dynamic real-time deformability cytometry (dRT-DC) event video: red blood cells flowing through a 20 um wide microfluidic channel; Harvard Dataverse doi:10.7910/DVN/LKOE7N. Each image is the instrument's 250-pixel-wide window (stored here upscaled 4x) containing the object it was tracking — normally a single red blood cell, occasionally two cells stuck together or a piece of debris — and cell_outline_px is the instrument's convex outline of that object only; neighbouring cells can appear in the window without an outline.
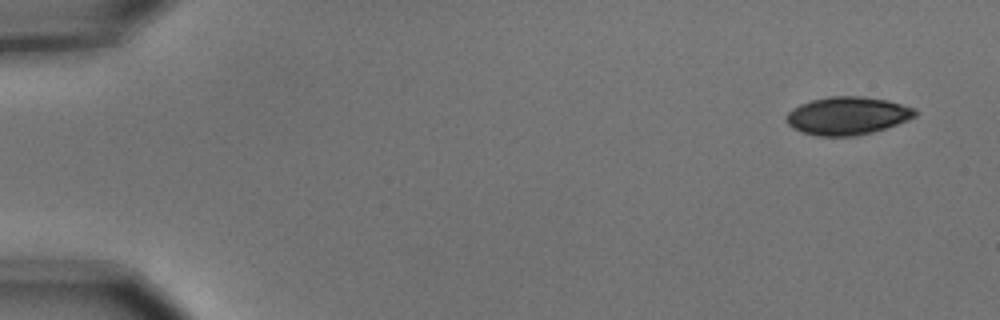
{"species": "common noctule bat (a hibernating species)", "species_latin": "Nyctalus noctula", "temperature_condition": "cold", "stored_images_in_passage": 4, "camera_frame_rate_fps": 3000, "um_per_image_px": 0.085, "animal": {"sex": "male", "body_mass_g": 15.6}, "frame": {"image": 1, "passage_image": 1, "time_ms": 0.0, "image_size_px": [1000, 320], "cell_outline_px": [[916, 116], [896, 124], [872, 132], [856, 136], [820, 136], [804, 132], [792, 128], [784, 120], [784, 116], [792, 108], [800, 104], [812, 100], [828, 96], [864, 96], [888, 100], [916, 108]], "centroid_in_image_um": [72.0, 9.83], "position_along_channel_um": 13.0, "area_um2": 28.55}}
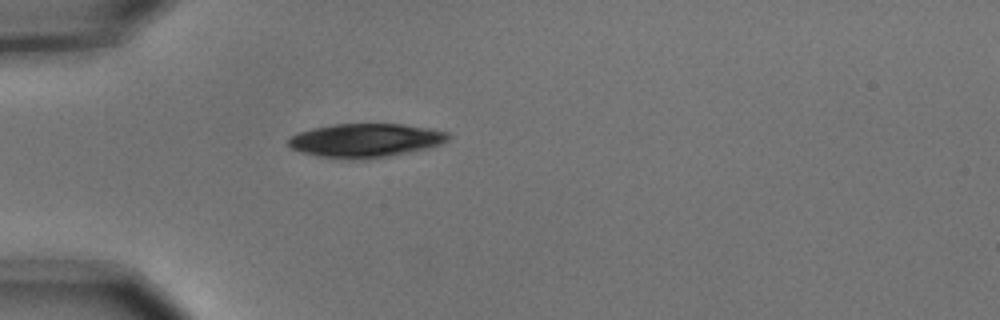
{"frame": {"image": 2, "passage_image": 4, "time_ms": 1.0, "image_size_px": [1000, 320], "cell_outline_px": [[452, 136], [448, 140], [440, 144], [428, 148], [368, 160], [352, 160], [316, 156], [300, 152], [292, 148], [288, 144], [288, 140], [292, 136], [300, 132], [312, 128], [332, 124], [400, 124], [428, 128], [448, 132]], "centroid_in_image_um": [31.07, 11.94], "position_along_channel_um": 53.9, "area_um2": 31.62}}